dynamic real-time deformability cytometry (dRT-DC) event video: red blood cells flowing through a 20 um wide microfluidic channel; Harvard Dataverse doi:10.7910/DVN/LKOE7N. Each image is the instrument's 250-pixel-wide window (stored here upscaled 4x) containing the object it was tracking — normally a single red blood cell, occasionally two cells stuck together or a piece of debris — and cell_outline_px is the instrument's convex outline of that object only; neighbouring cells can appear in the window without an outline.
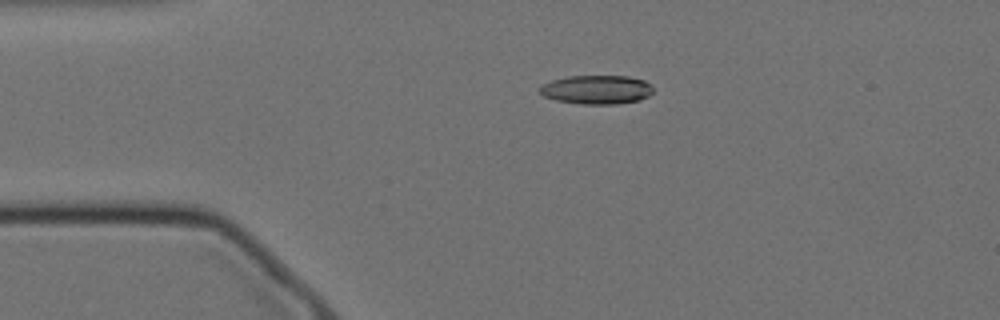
{"species": "Egyptian fruit bat (a non-hibernating species)", "species_latin": "Rousettus aegyptiacus", "temperature_condition": "cold", "stored_images_in_passage": 47, "camera_frame_rate_fps": 3000, "um_per_image_px": 0.085, "animal": {"sex": "female"}, "frame": {"image": 1, "passage_image": 1, "time_ms": 0.0, "image_size_px": [1000, 320], "cell_outline_px": [[652, 92], [648, 96], [640, 100], [616, 104], [580, 104], [556, 100], [544, 96], [536, 88], [540, 84], [552, 80], [568, 76], [628, 76], [644, 80], [652, 88]], "centroid_in_image_um": [50.66, 7.62], "position_along_channel_um": 34.3, "area_um2": 19.19}}
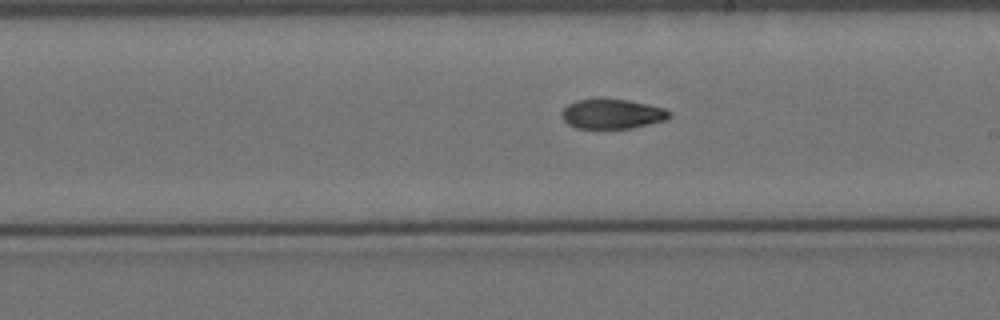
{"frame": {"image": 2, "passage_image": 21, "time_ms": 6.667, "image_size_px": [1000, 320], "cell_outline_px": [[672, 116], [668, 120], [632, 128], [576, 128], [568, 124], [560, 116], [560, 112], [568, 104], [576, 100], [628, 100], [648, 104], [664, 108], [672, 112]], "centroid_in_image_um": [52.07, 9.7], "position_along_channel_um": 236.9, "area_um2": 18.61}}
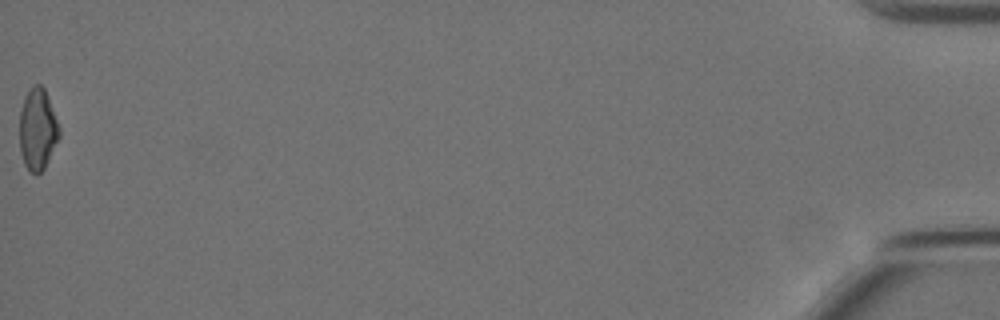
{"frame": {"image": 3, "passage_image": 47, "time_ms": 15.333, "image_size_px": [1000, 320], "cell_outline_px": [[60, 136], [44, 168], [36, 176], [28, 172], [24, 164], [20, 152], [20, 112], [24, 96], [28, 88], [32, 84], [40, 84], [44, 88], [60, 128]], "centroid_in_image_um": [3.18, 11.0], "position_along_channel_um": 432.0, "area_um2": 19.02}, "authors_computed_cell_mechanics": {"area_um2": 19.2474, "velocity_mm_per_s": 3.4977, "shape_relaxation_time_tau1_ms": 6.1701, "shape_relaxation_time_tau2_ms": 6.9671, "deformation_change_tau1": 0.1962, "deformation_change_tau2": 0.1278}}